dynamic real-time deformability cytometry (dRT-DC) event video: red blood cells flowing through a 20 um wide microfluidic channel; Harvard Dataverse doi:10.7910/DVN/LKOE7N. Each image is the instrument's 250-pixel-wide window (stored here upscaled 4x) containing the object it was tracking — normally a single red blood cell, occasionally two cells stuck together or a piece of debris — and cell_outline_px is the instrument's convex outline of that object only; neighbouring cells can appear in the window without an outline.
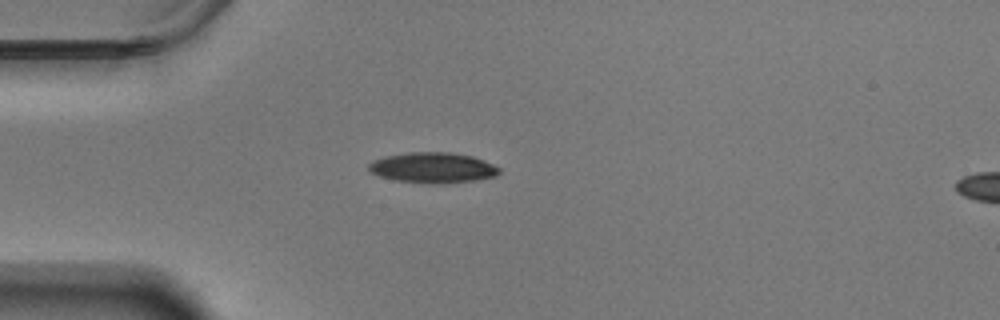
{"species": "Egyptian fruit bat (a non-hibernating species)", "species_latin": "Rousettus aegyptiacus", "temperature_condition": "warm", "stored_images_in_passage": 43, "camera_frame_rate_fps": 3000, "um_per_image_px": 0.085, "animal": {"sex": "male"}, "frame": {"image": 1, "passage_image": 1, "time_ms": 0.0, "image_size_px": [1000, 320], "cell_outline_px": [[500, 172], [496, 176], [476, 180], [440, 184], [428, 184], [396, 180], [380, 176], [368, 172], [368, 164], [372, 160], [384, 156], [408, 152], [452, 152], [472, 156], [484, 160], [500, 168]], "centroid_in_image_um": [36.77, 14.25], "position_along_channel_um": 48.2, "area_um2": 23.47}}
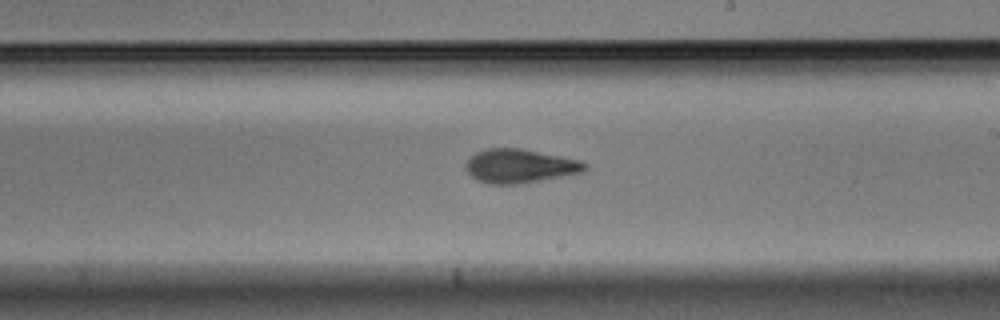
{"frame": {"image": 2, "passage_image": 19, "time_ms": 6.0, "image_size_px": [1000, 320], "cell_outline_px": [[588, 168], [584, 172], [564, 176], [520, 184], [488, 184], [476, 180], [468, 172], [464, 164], [476, 152], [488, 148], [520, 148], [580, 160], [588, 164]], "centroid_in_image_um": [44.2, 14.12], "position_along_channel_um": 244.8, "area_um2": 23.58}}
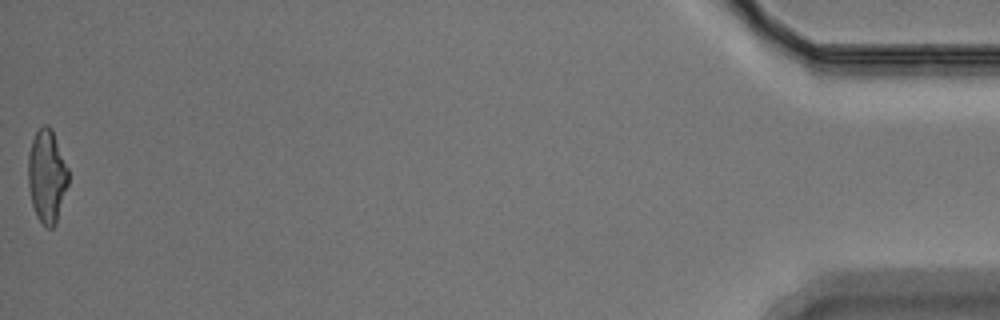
{"frame": {"image": 3, "passage_image": 43, "time_ms": 14.0, "image_size_px": [1000, 320], "cell_outline_px": [[68, 184], [56, 224], [52, 228], [48, 228], [36, 216], [32, 204], [28, 184], [28, 152], [32, 140], [36, 132], [44, 124], [48, 124], [52, 128], [68, 168]], "centroid_in_image_um": [3.98, 14.95], "position_along_channel_um": 431.2, "area_um2": 21.85}, "authors_computed_cell_mechanics": {"area_um2": 22.7732, "velocity_mm_per_s": 3.5197, "shape_relaxation_time_tau1_ms": 4.6647, "shape_relaxation_time_tau2_ms": 2.6136, "deformation_change_tau1": 0.17, "deformation_change_tau2": 0.1052}}